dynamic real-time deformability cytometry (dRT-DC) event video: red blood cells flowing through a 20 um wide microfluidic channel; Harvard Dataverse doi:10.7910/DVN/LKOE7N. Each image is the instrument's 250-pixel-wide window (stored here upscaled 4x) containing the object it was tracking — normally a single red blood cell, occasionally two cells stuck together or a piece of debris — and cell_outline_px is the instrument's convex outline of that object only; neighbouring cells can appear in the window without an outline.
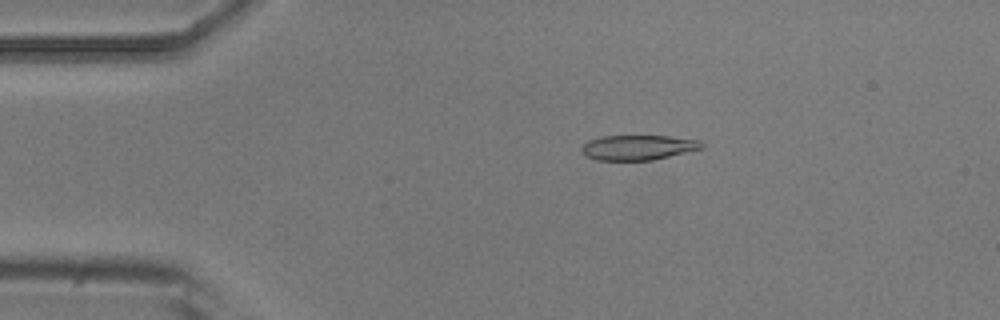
{"species": "common noctule bat (a hibernating species)", "species_latin": "Nyctalus noctula", "temperature_condition": "room temperature", "stored_images_in_passage": 44, "camera_frame_rate_fps": 3000, "um_per_image_px": 0.085, "animal": {"sex": "male", "body_mass_g": 20.5, "forearm_length_mm": 52.5}, "frame": {"image": 1, "passage_image": 3, "time_ms": 0.667, "image_size_px": [1000, 320], "cell_outline_px": [[704, 148], [652, 160], [596, 160], [580, 152], [580, 148], [588, 140], [600, 136], [668, 136], [700, 140], [704, 144]], "centroid_in_image_um": [54.23, 12.53], "position_along_channel_um": 30.8, "area_um2": 17.51}}
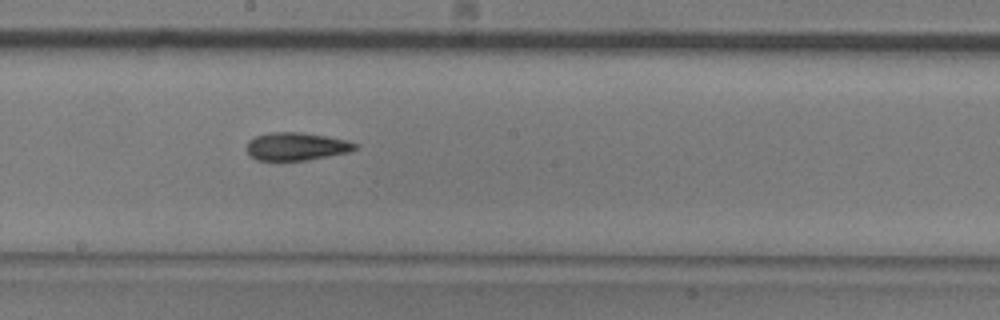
{"frame": {"image": 2, "passage_image": 21, "time_ms": 6.667, "image_size_px": [1000, 320], "cell_outline_px": [[360, 148], [348, 152], [308, 160], [256, 160], [248, 152], [248, 140], [256, 136], [268, 132], [300, 132], [328, 136], [348, 140], [360, 144]], "centroid_in_image_um": [25.26, 12.43], "position_along_channel_um": 222.9, "area_um2": 17.74}}
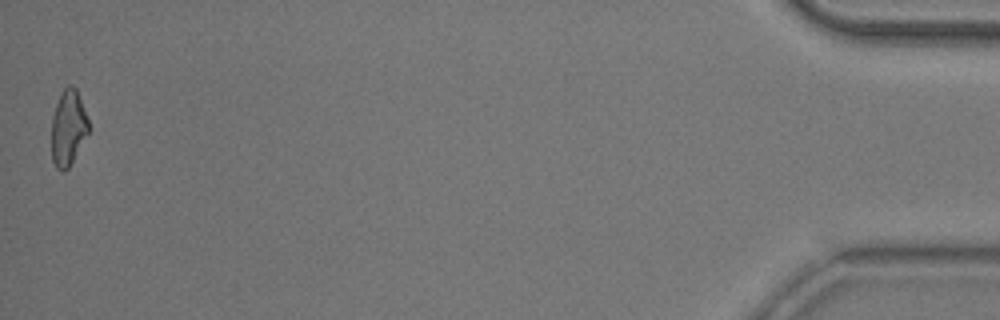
{"frame": {"image": 3, "passage_image": 44, "time_ms": 14.333, "image_size_px": [1000, 320], "cell_outline_px": [[92, 128], [68, 168], [64, 172], [60, 172], [56, 168], [52, 160], [52, 116], [60, 92], [68, 84], [72, 84], [76, 88]], "centroid_in_image_um": [5.82, 10.86], "position_along_channel_um": 429.4, "area_um2": 16.7}, "authors_computed_cell_mechanics": {"area_um2": 17.6001, "velocity_mm_per_s": 3.949, "shape_relaxation_time_tau1_ms": 5.7491, "shape_relaxation_time_tau2_ms": 4.5369, "deformation_change_tau1": 0.1718, "deformation_change_tau2": 0.1338}}